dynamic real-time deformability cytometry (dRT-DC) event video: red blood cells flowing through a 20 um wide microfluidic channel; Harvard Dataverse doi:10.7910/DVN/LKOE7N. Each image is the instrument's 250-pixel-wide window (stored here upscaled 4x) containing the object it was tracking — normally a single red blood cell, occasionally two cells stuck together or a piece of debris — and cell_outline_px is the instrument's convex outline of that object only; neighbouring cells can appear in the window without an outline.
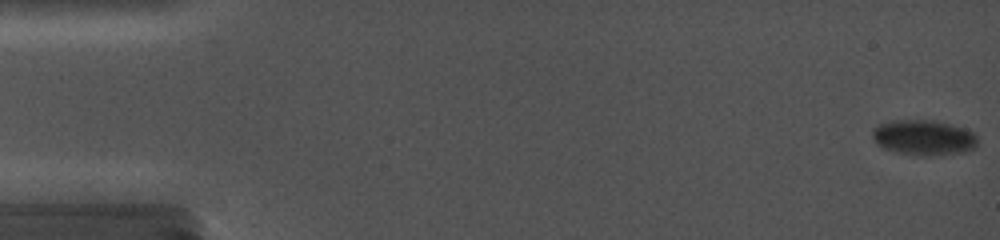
{"species": "common noctule bat (a hibernating species)", "species_latin": "Nyctalus noctula", "temperature_condition": "cold", "stored_images_in_passage": 35, "camera_frame_rate_fps": 5000, "um_per_image_px": 0.085, "animal": {"sex": "female", "body_mass_g": 19.0, "forearm_length_mm": 56.7}, "frame": {"image": 1, "passage_image": 1, "time_ms": 0.0, "image_size_px": [1000, 240], "cell_outline_px": [[976, 144], [972, 148], [964, 152], [936, 156], [920, 156], [896, 152], [884, 148], [876, 144], [872, 136], [872, 132], [880, 124], [892, 120], [932, 120], [964, 128], [972, 132], [976, 136]], "centroid_in_image_um": [78.49, 11.71], "position_along_channel_um": 6.5, "area_um2": 21.56}}
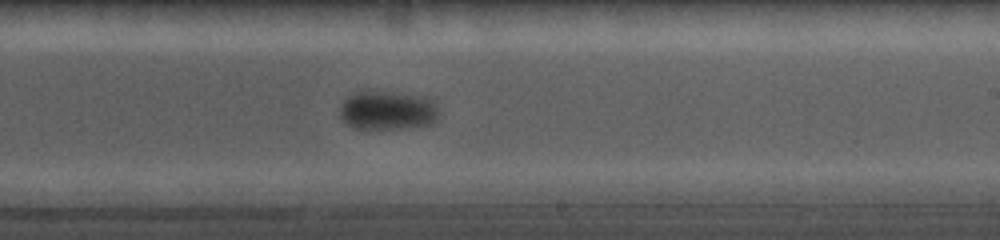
{"frame": {"image": 2, "passage_image": 19, "time_ms": 11.2, "image_size_px": [1000, 240], "cell_outline_px": [[440, 116], [432, 124], [408, 128], [352, 128], [340, 116], [340, 108], [344, 100], [348, 96], [356, 92], [384, 92], [436, 96], [440, 112]], "centroid_in_image_um": [33.08, 9.37], "position_along_channel_um": 255.9, "area_um2": 22.95}}
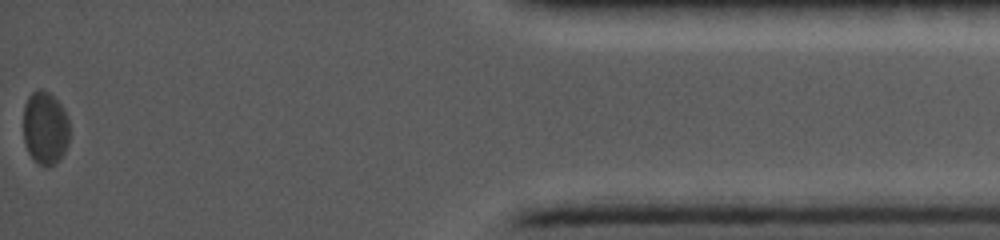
{"frame": {"image": 3, "passage_image": 35, "time_ms": 17.6, "image_size_px": [1000, 240], "cell_outline_px": [[68, 144], [64, 152], [56, 164], [48, 168], [40, 164], [28, 152], [24, 144], [24, 104], [28, 96], [36, 88], [40, 88], [48, 92], [64, 108], [68, 120]], "centroid_in_image_um": [3.83, 10.87], "position_along_channel_um": 431.4, "area_um2": 19.77}}